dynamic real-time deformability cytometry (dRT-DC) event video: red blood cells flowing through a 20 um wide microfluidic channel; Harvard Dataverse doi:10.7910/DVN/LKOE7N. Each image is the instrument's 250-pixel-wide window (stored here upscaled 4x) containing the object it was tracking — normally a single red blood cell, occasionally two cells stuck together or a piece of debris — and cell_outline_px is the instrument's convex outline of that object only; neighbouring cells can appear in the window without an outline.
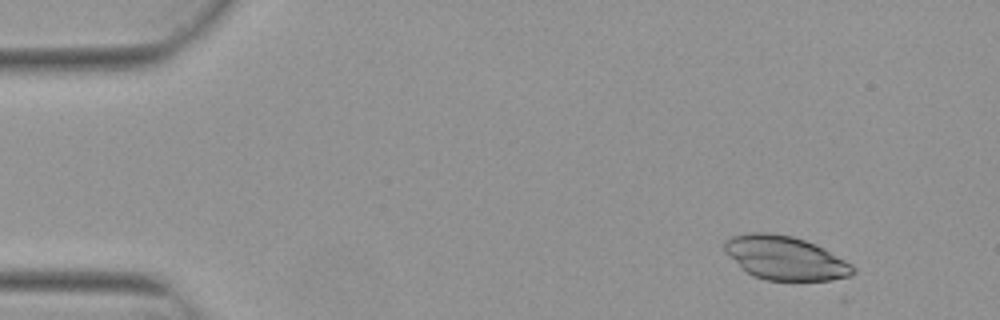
{"species": "Egyptian fruit bat (a non-hibernating species)", "species_latin": "Rousettus aegyptiacus", "temperature_condition": "warm", "stored_images_in_passage": 5, "camera_frame_rate_fps": 3000, "um_per_image_px": 0.085, "animal": {"sex": "female"}, "frame": {"image": 1, "passage_image": 2, "time_ms": 0.333, "image_size_px": [1000, 320], "cell_outline_px": [[856, 272], [852, 276], [844, 280], [768, 280], [752, 276], [724, 252], [724, 240], [732, 236], [748, 232], [768, 232], [792, 236], [816, 244], [852, 264], [856, 268]], "centroid_in_image_um": [66.77, 21.93], "position_along_channel_um": 18.2, "area_um2": 33.0}}